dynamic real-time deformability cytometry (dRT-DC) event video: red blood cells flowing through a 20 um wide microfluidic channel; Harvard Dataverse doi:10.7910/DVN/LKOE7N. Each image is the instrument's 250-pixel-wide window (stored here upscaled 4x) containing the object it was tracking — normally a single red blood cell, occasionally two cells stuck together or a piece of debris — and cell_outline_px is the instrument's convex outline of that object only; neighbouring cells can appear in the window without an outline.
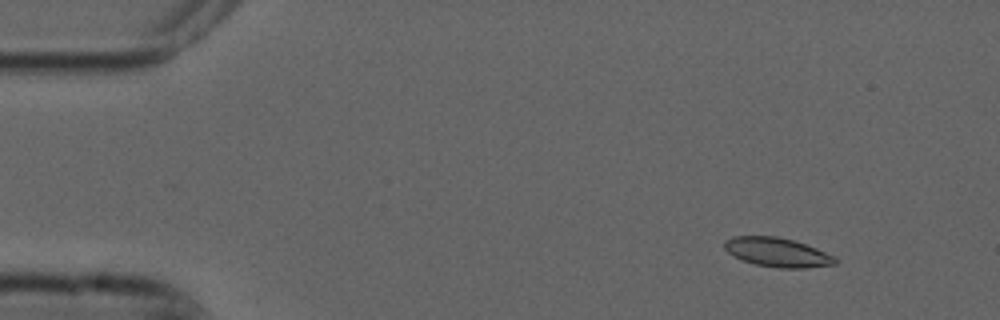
{"species": "common noctule bat (a hibernating species)", "species_latin": "Nyctalus noctula", "temperature_condition": "cold", "stored_images_in_passage": 4, "camera_frame_rate_fps": 3000, "um_per_image_px": 0.085, "animal": {"sex": "male", "forearm_length_mm": 52.5}, "frame": {"image": 1, "passage_image": 1, "time_ms": 0.0, "image_size_px": [1000, 320], "cell_outline_px": [[836, 264], [804, 268], [780, 268], [756, 264], [744, 260], [728, 252], [724, 248], [724, 240], [732, 236], [776, 236], [792, 240], [816, 248], [836, 256]], "centroid_in_image_um": [66.08, 21.44], "position_along_channel_um": 18.9, "area_um2": 18.61}}
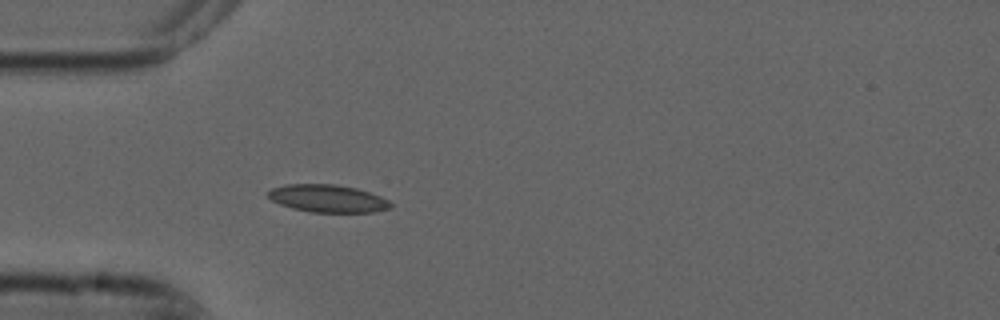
{"frame": {"image": 2, "passage_image": 4, "time_ms": 1.0, "image_size_px": [1000, 320], "cell_outline_px": [[392, 208], [372, 212], [308, 212], [292, 208], [280, 204], [272, 200], [268, 196], [268, 192], [272, 188], [284, 184], [336, 184], [356, 188], [380, 196], [388, 200], [392, 204]], "centroid_in_image_um": [27.85, 16.87], "position_along_channel_um": 57.1, "area_um2": 19.71}}